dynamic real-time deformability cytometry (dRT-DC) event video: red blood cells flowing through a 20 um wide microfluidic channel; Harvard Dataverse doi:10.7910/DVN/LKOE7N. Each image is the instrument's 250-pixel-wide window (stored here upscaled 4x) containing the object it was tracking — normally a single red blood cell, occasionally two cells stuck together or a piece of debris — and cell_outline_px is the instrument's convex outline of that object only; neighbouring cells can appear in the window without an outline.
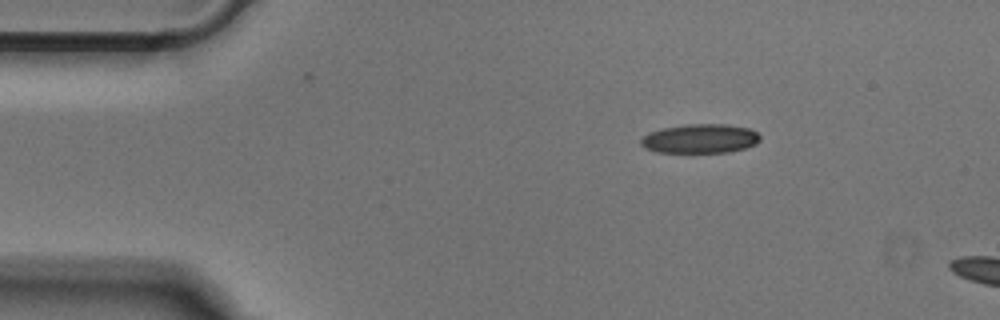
{"species": "Egyptian fruit bat (a non-hibernating species)", "species_latin": "Rousettus aegyptiacus", "temperature_condition": "cold", "stored_images_in_passage": 5, "camera_frame_rate_fps": 3000, "um_per_image_px": 0.085, "animal": {"sex": "male"}, "frame": {"image": 1, "passage_image": 1, "time_ms": 0.0, "image_size_px": [1000, 320], "cell_outline_px": [[760, 140], [756, 144], [744, 148], [728, 152], [656, 152], [644, 148], [640, 144], [640, 140], [648, 132], [664, 128], [684, 124], [728, 124], [748, 128], [756, 132], [760, 136]], "centroid_in_image_um": [59.5, 11.78], "position_along_channel_um": 25.5, "area_um2": 20.29}}